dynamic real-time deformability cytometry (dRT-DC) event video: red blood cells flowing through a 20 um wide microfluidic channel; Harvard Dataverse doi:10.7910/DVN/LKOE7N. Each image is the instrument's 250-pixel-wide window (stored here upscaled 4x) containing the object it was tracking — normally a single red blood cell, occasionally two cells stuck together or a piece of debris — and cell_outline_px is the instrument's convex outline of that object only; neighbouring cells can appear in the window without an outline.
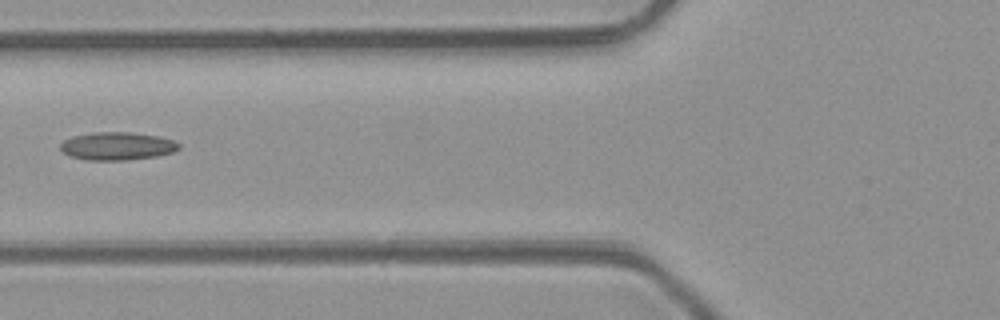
{"species": "common noctule bat (a hibernating species)", "species_latin": "Nyctalus noctula", "temperature_condition": "room temperature", "stored_images_in_passage": 6, "camera_frame_rate_fps": 3000, "um_per_image_px": 0.085, "animal": {"sex": "male", "body_mass_g": 23.1, "forearm_length_mm": 52.7}, "frame": {"image": 1, "passage_image": 6, "time_ms": 6.0, "image_size_px": [1000, 320], "cell_outline_px": [[180, 148], [172, 152], [156, 156], [124, 160], [88, 160], [72, 156], [64, 152], [60, 148], [60, 144], [64, 140], [72, 136], [92, 132], [128, 132], [160, 136], [172, 140], [180, 144]], "centroid_in_image_um": [9.96, 12.4], "position_along_channel_um": 115.8, "area_um2": 19.19}}